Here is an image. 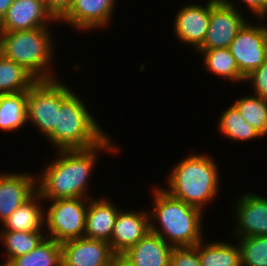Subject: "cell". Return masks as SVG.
I'll return each mask as SVG.
<instances>
[{"label":"cell","mask_w":267,"mask_h":266,"mask_svg":"<svg viewBox=\"0 0 267 266\" xmlns=\"http://www.w3.org/2000/svg\"><path fill=\"white\" fill-rule=\"evenodd\" d=\"M106 136L98 145L87 149L58 151L60 157L49 163L36 180V189L43 200L91 198L88 195V178L95 168L99 151L117 152ZM105 149V150H104Z\"/></svg>","instance_id":"obj_1"},{"label":"cell","mask_w":267,"mask_h":266,"mask_svg":"<svg viewBox=\"0 0 267 266\" xmlns=\"http://www.w3.org/2000/svg\"><path fill=\"white\" fill-rule=\"evenodd\" d=\"M153 196L154 209L149 212L151 232L172 247L195 246L202 240L204 211L174 198L160 187L154 189Z\"/></svg>","instance_id":"obj_2"},{"label":"cell","mask_w":267,"mask_h":266,"mask_svg":"<svg viewBox=\"0 0 267 266\" xmlns=\"http://www.w3.org/2000/svg\"><path fill=\"white\" fill-rule=\"evenodd\" d=\"M208 155L191 154L171 170L168 176L169 189H164L174 198L205 210L219 190V169Z\"/></svg>","instance_id":"obj_3"},{"label":"cell","mask_w":267,"mask_h":266,"mask_svg":"<svg viewBox=\"0 0 267 266\" xmlns=\"http://www.w3.org/2000/svg\"><path fill=\"white\" fill-rule=\"evenodd\" d=\"M85 104L74 91L61 103L55 127L46 136L57 151L94 147L108 135Z\"/></svg>","instance_id":"obj_4"},{"label":"cell","mask_w":267,"mask_h":266,"mask_svg":"<svg viewBox=\"0 0 267 266\" xmlns=\"http://www.w3.org/2000/svg\"><path fill=\"white\" fill-rule=\"evenodd\" d=\"M47 27L0 32V53L29 72L36 80L56 79L49 69L53 59V38Z\"/></svg>","instance_id":"obj_5"},{"label":"cell","mask_w":267,"mask_h":266,"mask_svg":"<svg viewBox=\"0 0 267 266\" xmlns=\"http://www.w3.org/2000/svg\"><path fill=\"white\" fill-rule=\"evenodd\" d=\"M72 92L59 79L37 80L27 91V122L47 136L55 127L61 103Z\"/></svg>","instance_id":"obj_6"},{"label":"cell","mask_w":267,"mask_h":266,"mask_svg":"<svg viewBox=\"0 0 267 266\" xmlns=\"http://www.w3.org/2000/svg\"><path fill=\"white\" fill-rule=\"evenodd\" d=\"M89 200L90 198L49 200L52 204L44 215V223L50 233L45 236L59 243L84 237Z\"/></svg>","instance_id":"obj_7"},{"label":"cell","mask_w":267,"mask_h":266,"mask_svg":"<svg viewBox=\"0 0 267 266\" xmlns=\"http://www.w3.org/2000/svg\"><path fill=\"white\" fill-rule=\"evenodd\" d=\"M246 77L267 60V26L246 22L228 47Z\"/></svg>","instance_id":"obj_8"},{"label":"cell","mask_w":267,"mask_h":266,"mask_svg":"<svg viewBox=\"0 0 267 266\" xmlns=\"http://www.w3.org/2000/svg\"><path fill=\"white\" fill-rule=\"evenodd\" d=\"M232 1L210 0V22L203 45L198 50L228 48L247 22Z\"/></svg>","instance_id":"obj_9"},{"label":"cell","mask_w":267,"mask_h":266,"mask_svg":"<svg viewBox=\"0 0 267 266\" xmlns=\"http://www.w3.org/2000/svg\"><path fill=\"white\" fill-rule=\"evenodd\" d=\"M62 266H110L114 252L110 243L86 237L61 243Z\"/></svg>","instance_id":"obj_10"},{"label":"cell","mask_w":267,"mask_h":266,"mask_svg":"<svg viewBox=\"0 0 267 266\" xmlns=\"http://www.w3.org/2000/svg\"><path fill=\"white\" fill-rule=\"evenodd\" d=\"M55 21L46 10L44 0H14L0 22V32L37 29Z\"/></svg>","instance_id":"obj_11"},{"label":"cell","mask_w":267,"mask_h":266,"mask_svg":"<svg viewBox=\"0 0 267 266\" xmlns=\"http://www.w3.org/2000/svg\"><path fill=\"white\" fill-rule=\"evenodd\" d=\"M235 205L236 238L267 235V198L253 193L243 194Z\"/></svg>","instance_id":"obj_12"},{"label":"cell","mask_w":267,"mask_h":266,"mask_svg":"<svg viewBox=\"0 0 267 266\" xmlns=\"http://www.w3.org/2000/svg\"><path fill=\"white\" fill-rule=\"evenodd\" d=\"M210 22V0L205 5L188 4L177 11L174 31L180 42L198 50L207 35Z\"/></svg>","instance_id":"obj_13"},{"label":"cell","mask_w":267,"mask_h":266,"mask_svg":"<svg viewBox=\"0 0 267 266\" xmlns=\"http://www.w3.org/2000/svg\"><path fill=\"white\" fill-rule=\"evenodd\" d=\"M150 232L149 212H118L110 247L114 254H123Z\"/></svg>","instance_id":"obj_14"},{"label":"cell","mask_w":267,"mask_h":266,"mask_svg":"<svg viewBox=\"0 0 267 266\" xmlns=\"http://www.w3.org/2000/svg\"><path fill=\"white\" fill-rule=\"evenodd\" d=\"M116 0H73L69 12L60 20L77 29L92 30L110 23Z\"/></svg>","instance_id":"obj_15"},{"label":"cell","mask_w":267,"mask_h":266,"mask_svg":"<svg viewBox=\"0 0 267 266\" xmlns=\"http://www.w3.org/2000/svg\"><path fill=\"white\" fill-rule=\"evenodd\" d=\"M36 177L32 174L0 173V223L27 201L36 191Z\"/></svg>","instance_id":"obj_16"},{"label":"cell","mask_w":267,"mask_h":266,"mask_svg":"<svg viewBox=\"0 0 267 266\" xmlns=\"http://www.w3.org/2000/svg\"><path fill=\"white\" fill-rule=\"evenodd\" d=\"M88 202L84 237L110 242L118 208L108 198L92 199Z\"/></svg>","instance_id":"obj_17"},{"label":"cell","mask_w":267,"mask_h":266,"mask_svg":"<svg viewBox=\"0 0 267 266\" xmlns=\"http://www.w3.org/2000/svg\"><path fill=\"white\" fill-rule=\"evenodd\" d=\"M172 249L158 234L150 231L122 255L135 266H169Z\"/></svg>","instance_id":"obj_18"},{"label":"cell","mask_w":267,"mask_h":266,"mask_svg":"<svg viewBox=\"0 0 267 266\" xmlns=\"http://www.w3.org/2000/svg\"><path fill=\"white\" fill-rule=\"evenodd\" d=\"M40 194L36 191L27 201L13 211L1 225L2 231L37 232L44 223V211L41 210Z\"/></svg>","instance_id":"obj_19"},{"label":"cell","mask_w":267,"mask_h":266,"mask_svg":"<svg viewBox=\"0 0 267 266\" xmlns=\"http://www.w3.org/2000/svg\"><path fill=\"white\" fill-rule=\"evenodd\" d=\"M27 92L0 94V129L14 131L27 123Z\"/></svg>","instance_id":"obj_20"},{"label":"cell","mask_w":267,"mask_h":266,"mask_svg":"<svg viewBox=\"0 0 267 266\" xmlns=\"http://www.w3.org/2000/svg\"><path fill=\"white\" fill-rule=\"evenodd\" d=\"M197 243L202 266H241L240 247L226 242ZM204 244V245H203Z\"/></svg>","instance_id":"obj_21"},{"label":"cell","mask_w":267,"mask_h":266,"mask_svg":"<svg viewBox=\"0 0 267 266\" xmlns=\"http://www.w3.org/2000/svg\"><path fill=\"white\" fill-rule=\"evenodd\" d=\"M6 266H62L61 243L45 237L32 251L12 259Z\"/></svg>","instance_id":"obj_22"},{"label":"cell","mask_w":267,"mask_h":266,"mask_svg":"<svg viewBox=\"0 0 267 266\" xmlns=\"http://www.w3.org/2000/svg\"><path fill=\"white\" fill-rule=\"evenodd\" d=\"M36 81L22 66L0 53V94L27 92Z\"/></svg>","instance_id":"obj_23"},{"label":"cell","mask_w":267,"mask_h":266,"mask_svg":"<svg viewBox=\"0 0 267 266\" xmlns=\"http://www.w3.org/2000/svg\"><path fill=\"white\" fill-rule=\"evenodd\" d=\"M197 52L203 54V65L208 71L221 76L225 80L245 81V77L240 73L235 58L228 48L197 50Z\"/></svg>","instance_id":"obj_24"},{"label":"cell","mask_w":267,"mask_h":266,"mask_svg":"<svg viewBox=\"0 0 267 266\" xmlns=\"http://www.w3.org/2000/svg\"><path fill=\"white\" fill-rule=\"evenodd\" d=\"M218 130L225 138L232 141H248L262 138L263 136L245 121L238 109L231 105L218 120Z\"/></svg>","instance_id":"obj_25"},{"label":"cell","mask_w":267,"mask_h":266,"mask_svg":"<svg viewBox=\"0 0 267 266\" xmlns=\"http://www.w3.org/2000/svg\"><path fill=\"white\" fill-rule=\"evenodd\" d=\"M44 231L21 232L2 231L0 240L6 248L7 261L2 266H6L12 259L27 254L32 251L46 236Z\"/></svg>","instance_id":"obj_26"},{"label":"cell","mask_w":267,"mask_h":266,"mask_svg":"<svg viewBox=\"0 0 267 266\" xmlns=\"http://www.w3.org/2000/svg\"><path fill=\"white\" fill-rule=\"evenodd\" d=\"M233 105L247 123L262 136L267 135V99L258 95H248L236 100Z\"/></svg>","instance_id":"obj_27"},{"label":"cell","mask_w":267,"mask_h":266,"mask_svg":"<svg viewBox=\"0 0 267 266\" xmlns=\"http://www.w3.org/2000/svg\"><path fill=\"white\" fill-rule=\"evenodd\" d=\"M241 266H267V235L239 238Z\"/></svg>","instance_id":"obj_28"},{"label":"cell","mask_w":267,"mask_h":266,"mask_svg":"<svg viewBox=\"0 0 267 266\" xmlns=\"http://www.w3.org/2000/svg\"><path fill=\"white\" fill-rule=\"evenodd\" d=\"M169 266H202L198 256L197 244L190 247H173Z\"/></svg>","instance_id":"obj_29"},{"label":"cell","mask_w":267,"mask_h":266,"mask_svg":"<svg viewBox=\"0 0 267 266\" xmlns=\"http://www.w3.org/2000/svg\"><path fill=\"white\" fill-rule=\"evenodd\" d=\"M246 81L252 82L254 95L267 99V60L246 76Z\"/></svg>","instance_id":"obj_30"},{"label":"cell","mask_w":267,"mask_h":266,"mask_svg":"<svg viewBox=\"0 0 267 266\" xmlns=\"http://www.w3.org/2000/svg\"><path fill=\"white\" fill-rule=\"evenodd\" d=\"M73 0H44L46 10L56 20H60L69 12Z\"/></svg>","instance_id":"obj_31"},{"label":"cell","mask_w":267,"mask_h":266,"mask_svg":"<svg viewBox=\"0 0 267 266\" xmlns=\"http://www.w3.org/2000/svg\"><path fill=\"white\" fill-rule=\"evenodd\" d=\"M244 4L247 5V8L251 10L254 16L258 17L261 20H265L267 15V0H241Z\"/></svg>","instance_id":"obj_32"},{"label":"cell","mask_w":267,"mask_h":266,"mask_svg":"<svg viewBox=\"0 0 267 266\" xmlns=\"http://www.w3.org/2000/svg\"><path fill=\"white\" fill-rule=\"evenodd\" d=\"M110 266H135L122 254H115L112 258Z\"/></svg>","instance_id":"obj_33"},{"label":"cell","mask_w":267,"mask_h":266,"mask_svg":"<svg viewBox=\"0 0 267 266\" xmlns=\"http://www.w3.org/2000/svg\"><path fill=\"white\" fill-rule=\"evenodd\" d=\"M14 0H0V22L4 18L9 6Z\"/></svg>","instance_id":"obj_34"}]
</instances>
